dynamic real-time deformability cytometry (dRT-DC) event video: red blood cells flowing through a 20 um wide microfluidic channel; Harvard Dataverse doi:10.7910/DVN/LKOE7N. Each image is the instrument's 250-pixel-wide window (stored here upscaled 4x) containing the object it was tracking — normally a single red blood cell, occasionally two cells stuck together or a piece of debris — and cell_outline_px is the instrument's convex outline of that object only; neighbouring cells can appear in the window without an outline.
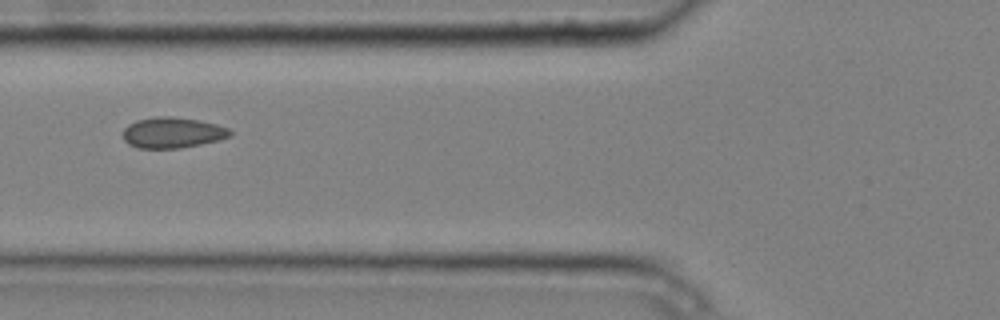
{"species": "common noctule bat (a hibernating species)", "species_latin": "Nyctalus noctula", "temperature_condition": "cold", "stored_images_in_passage": 4, "camera_frame_rate_fps": 3000, "um_per_image_px": 0.085, "animal": {"sex": "male", "body_mass_g": 20.4}, "frame": {"image": 1, "passage_image": 2, "time_ms": 0.333, "image_size_px": [1000, 320], "cell_outline_px": [[232, 136], [220, 140], [180, 148], [136, 148], [128, 144], [124, 140], [124, 128], [128, 124], [136, 120], [156, 116], [172, 116], [200, 120], [216, 124], [228, 128], [232, 132]], "centroid_in_image_um": [14.67, 11.27], "position_along_channel_um": 111.1, "area_um2": 19.36}}
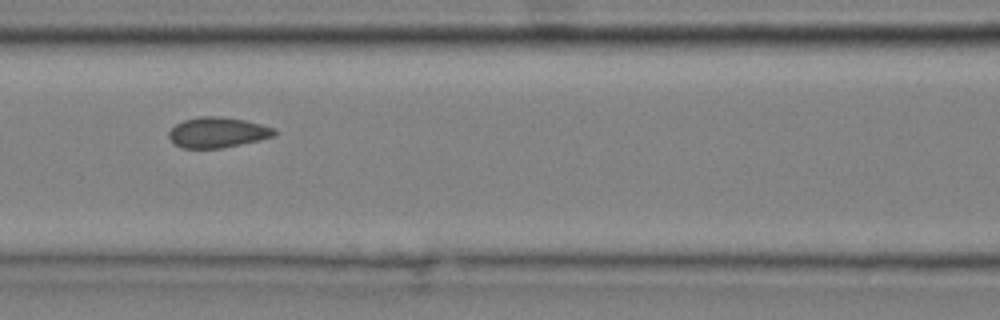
{"frame": {"image": 2, "passage_image": 3, "time_ms": 0.667, "image_size_px": [1000, 320], "cell_outline_px": [[276, 136], [260, 140], [224, 148], [184, 148], [172, 144], [168, 136], [168, 132], [176, 124], [184, 120], [200, 116], [220, 116], [244, 120], [260, 124], [272, 128], [276, 132]], "centroid_in_image_um": [18.47, 11.27], "position_along_channel_um": 148.1, "area_um2": 18.79}}
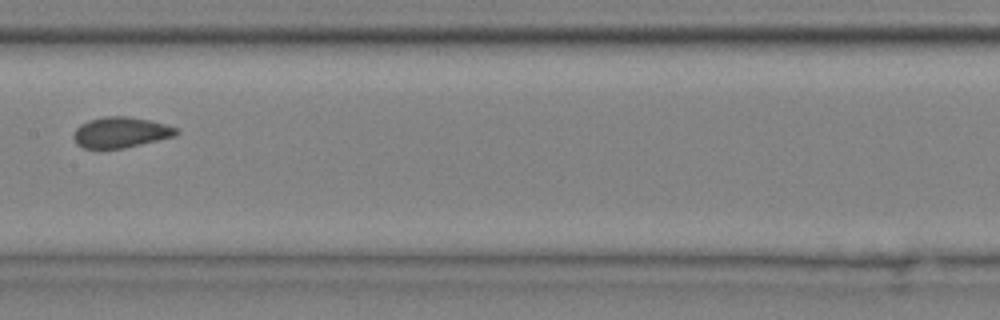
{"frame": {"image": 3, "passage_image": 4, "time_ms": 1.0, "image_size_px": [1000, 320], "cell_outline_px": [[180, 132], [176, 136], [124, 148], [84, 148], [76, 144], [72, 136], [76, 128], [80, 124], [88, 120], [104, 116], [128, 116], [148, 120], [180, 128]], "centroid_in_image_um": [10.27, 11.24], "position_along_channel_um": 197.1, "area_um2": 18.5}}